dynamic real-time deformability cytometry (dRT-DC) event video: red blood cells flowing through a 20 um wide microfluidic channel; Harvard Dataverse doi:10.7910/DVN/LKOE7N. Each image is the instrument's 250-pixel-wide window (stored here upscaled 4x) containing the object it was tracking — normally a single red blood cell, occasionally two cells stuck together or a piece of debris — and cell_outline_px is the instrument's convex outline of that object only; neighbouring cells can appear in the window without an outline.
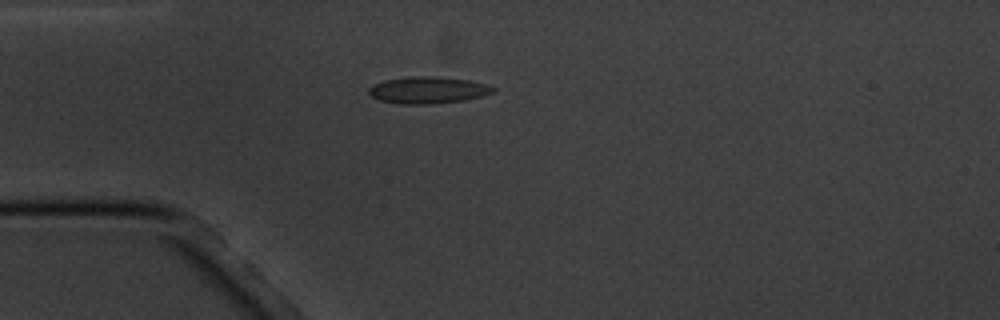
{"species": "common noctule bat (a hibernating species)", "species_latin": "Nyctalus noctula", "temperature_condition": "cold", "stored_images_in_passage": 16, "camera_frame_rate_fps": 3000, "um_per_image_px": 0.085, "animal": {"sex": "male", "body_mass_g": 20.1, "forearm_length_mm": 53.5}, "frame": {"image": 1, "passage_image": 5, "time_ms": 4.667, "image_size_px": [1000, 320], "cell_outline_px": [[496, 92], [464, 100], [432, 104], [400, 104], [380, 100], [372, 96], [368, 92], [368, 88], [372, 84], [384, 80], [412, 76], [436, 76], [468, 80], [488, 84], [496, 88]], "centroid_in_image_um": [36.38, 7.65], "position_along_channel_um": 48.6, "area_um2": 19.54}}
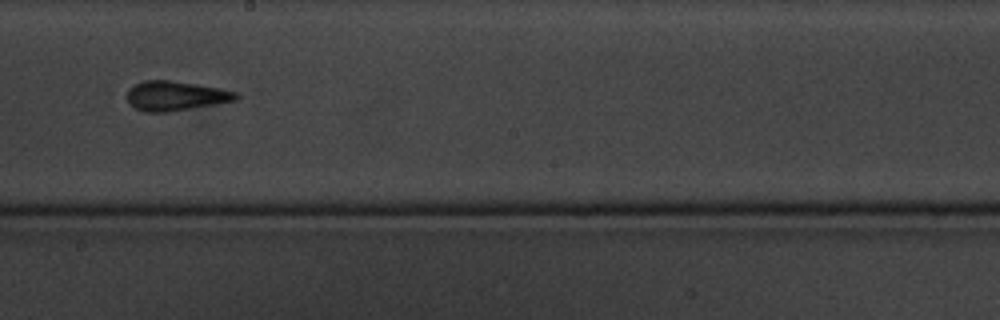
{"frame": {"image": 2, "passage_image": 10, "time_ms": 10.333, "image_size_px": [1000, 320], "cell_outline_px": [[240, 96], [236, 100], [168, 112], [144, 112], [136, 108], [128, 100], [128, 88], [144, 80], [168, 80], [220, 88], [236, 92]], "centroid_in_image_um": [14.92, 8.14], "position_along_channel_um": 233.3, "area_um2": 18.44}}
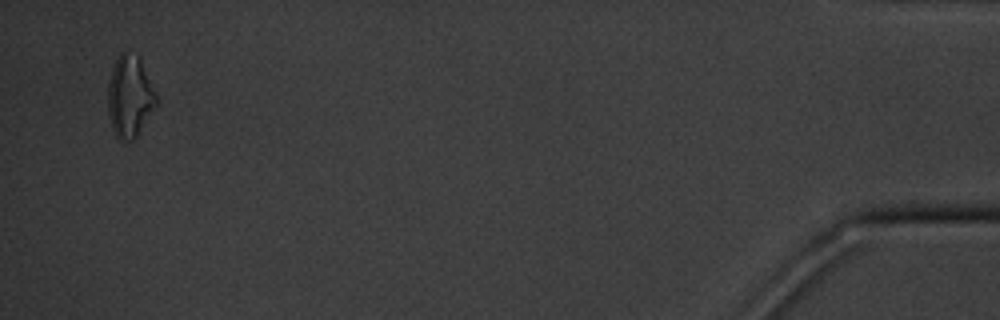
{"frame": {"image": 3, "passage_image": 16, "time_ms": 18.333, "image_size_px": [1000, 320], "cell_outline_px": [[156, 104], [136, 136], [132, 140], [120, 140], [116, 136], [112, 128], [108, 116], [108, 84], [112, 68], [120, 52], [124, 48], [140, 56], [156, 92]], "centroid_in_image_um": [11.01, 8.12], "position_along_channel_um": 424.2, "area_um2": 23.12}, "authors_computed_cell_mechanics": {"area_um2": 18.1492, "velocity_mm_per_s": 3.4482, "shape_relaxation_time_tau1_ms": 5.6772, "shape_relaxation_time_tau2_ms": 1.4461, "deformation_change_tau1": 0.129, "deformation_change_tau2": 0.0941}}